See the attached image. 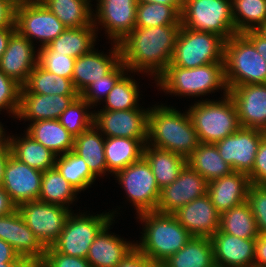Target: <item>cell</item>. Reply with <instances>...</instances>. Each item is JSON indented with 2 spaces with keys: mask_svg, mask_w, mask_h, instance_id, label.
<instances>
[{
  "mask_svg": "<svg viewBox=\"0 0 266 267\" xmlns=\"http://www.w3.org/2000/svg\"><path fill=\"white\" fill-rule=\"evenodd\" d=\"M182 24L135 27L119 42L121 61L129 72L148 73L156 80L171 63Z\"/></svg>",
  "mask_w": 266,
  "mask_h": 267,
  "instance_id": "1",
  "label": "cell"
},
{
  "mask_svg": "<svg viewBox=\"0 0 266 267\" xmlns=\"http://www.w3.org/2000/svg\"><path fill=\"white\" fill-rule=\"evenodd\" d=\"M147 144L187 158L200 141L188 111L181 113L176 108L162 104L149 108Z\"/></svg>",
  "mask_w": 266,
  "mask_h": 267,
  "instance_id": "2",
  "label": "cell"
},
{
  "mask_svg": "<svg viewBox=\"0 0 266 267\" xmlns=\"http://www.w3.org/2000/svg\"><path fill=\"white\" fill-rule=\"evenodd\" d=\"M138 216L144 223V233L140 242H135V246L153 263L164 262L192 238L173 214L151 211Z\"/></svg>",
  "mask_w": 266,
  "mask_h": 267,
  "instance_id": "3",
  "label": "cell"
},
{
  "mask_svg": "<svg viewBox=\"0 0 266 267\" xmlns=\"http://www.w3.org/2000/svg\"><path fill=\"white\" fill-rule=\"evenodd\" d=\"M157 85L167 94L183 97L205 96L215 90H224L228 94L225 81L224 62H215L195 68L167 66L165 71L155 80Z\"/></svg>",
  "mask_w": 266,
  "mask_h": 267,
  "instance_id": "4",
  "label": "cell"
},
{
  "mask_svg": "<svg viewBox=\"0 0 266 267\" xmlns=\"http://www.w3.org/2000/svg\"><path fill=\"white\" fill-rule=\"evenodd\" d=\"M221 98L195 102L187 110L200 143L215 144L241 127L229 94Z\"/></svg>",
  "mask_w": 266,
  "mask_h": 267,
  "instance_id": "5",
  "label": "cell"
},
{
  "mask_svg": "<svg viewBox=\"0 0 266 267\" xmlns=\"http://www.w3.org/2000/svg\"><path fill=\"white\" fill-rule=\"evenodd\" d=\"M224 70L228 89L266 83V60L242 33L234 34L224 43Z\"/></svg>",
  "mask_w": 266,
  "mask_h": 267,
  "instance_id": "6",
  "label": "cell"
},
{
  "mask_svg": "<svg viewBox=\"0 0 266 267\" xmlns=\"http://www.w3.org/2000/svg\"><path fill=\"white\" fill-rule=\"evenodd\" d=\"M182 27L211 32L225 41L236 34L231 0H184Z\"/></svg>",
  "mask_w": 266,
  "mask_h": 267,
  "instance_id": "7",
  "label": "cell"
},
{
  "mask_svg": "<svg viewBox=\"0 0 266 267\" xmlns=\"http://www.w3.org/2000/svg\"><path fill=\"white\" fill-rule=\"evenodd\" d=\"M225 40L217 34L181 27L168 66L195 68L224 62Z\"/></svg>",
  "mask_w": 266,
  "mask_h": 267,
  "instance_id": "8",
  "label": "cell"
},
{
  "mask_svg": "<svg viewBox=\"0 0 266 267\" xmlns=\"http://www.w3.org/2000/svg\"><path fill=\"white\" fill-rule=\"evenodd\" d=\"M115 212L117 211L97 215L71 212L60 236L51 247L58 253L87 258L88 250L95 237L107 223L114 219Z\"/></svg>",
  "mask_w": 266,
  "mask_h": 267,
  "instance_id": "9",
  "label": "cell"
},
{
  "mask_svg": "<svg viewBox=\"0 0 266 267\" xmlns=\"http://www.w3.org/2000/svg\"><path fill=\"white\" fill-rule=\"evenodd\" d=\"M115 178L125 190L127 200L136 207L137 215L156 211L161 189L144 157L117 172Z\"/></svg>",
  "mask_w": 266,
  "mask_h": 267,
  "instance_id": "10",
  "label": "cell"
},
{
  "mask_svg": "<svg viewBox=\"0 0 266 267\" xmlns=\"http://www.w3.org/2000/svg\"><path fill=\"white\" fill-rule=\"evenodd\" d=\"M17 210L45 247L52 246L58 239L72 211L59 204L39 200L22 203L17 206Z\"/></svg>",
  "mask_w": 266,
  "mask_h": 267,
  "instance_id": "11",
  "label": "cell"
},
{
  "mask_svg": "<svg viewBox=\"0 0 266 267\" xmlns=\"http://www.w3.org/2000/svg\"><path fill=\"white\" fill-rule=\"evenodd\" d=\"M14 24L31 43L39 40L41 47L50 44L67 29L40 0L15 8Z\"/></svg>",
  "mask_w": 266,
  "mask_h": 267,
  "instance_id": "12",
  "label": "cell"
},
{
  "mask_svg": "<svg viewBox=\"0 0 266 267\" xmlns=\"http://www.w3.org/2000/svg\"><path fill=\"white\" fill-rule=\"evenodd\" d=\"M263 131L240 127L235 133L215 143L222 159L234 172L250 175Z\"/></svg>",
  "mask_w": 266,
  "mask_h": 267,
  "instance_id": "13",
  "label": "cell"
},
{
  "mask_svg": "<svg viewBox=\"0 0 266 267\" xmlns=\"http://www.w3.org/2000/svg\"><path fill=\"white\" fill-rule=\"evenodd\" d=\"M149 108L129 110H100L94 112V126L105 137H125L147 144V115Z\"/></svg>",
  "mask_w": 266,
  "mask_h": 267,
  "instance_id": "14",
  "label": "cell"
},
{
  "mask_svg": "<svg viewBox=\"0 0 266 267\" xmlns=\"http://www.w3.org/2000/svg\"><path fill=\"white\" fill-rule=\"evenodd\" d=\"M208 182L187 164L180 171L178 178L160 191L156 212L173 214L192 200L207 194Z\"/></svg>",
  "mask_w": 266,
  "mask_h": 267,
  "instance_id": "15",
  "label": "cell"
},
{
  "mask_svg": "<svg viewBox=\"0 0 266 267\" xmlns=\"http://www.w3.org/2000/svg\"><path fill=\"white\" fill-rule=\"evenodd\" d=\"M0 239L10 244L30 265H39L44 259L46 247L24 222L17 208L0 216Z\"/></svg>",
  "mask_w": 266,
  "mask_h": 267,
  "instance_id": "16",
  "label": "cell"
},
{
  "mask_svg": "<svg viewBox=\"0 0 266 267\" xmlns=\"http://www.w3.org/2000/svg\"><path fill=\"white\" fill-rule=\"evenodd\" d=\"M97 7L93 14V25L105 28L112 43H119L134 28L136 23V0H97ZM98 24V25H97ZM97 26V27H96Z\"/></svg>",
  "mask_w": 266,
  "mask_h": 267,
  "instance_id": "17",
  "label": "cell"
},
{
  "mask_svg": "<svg viewBox=\"0 0 266 267\" xmlns=\"http://www.w3.org/2000/svg\"><path fill=\"white\" fill-rule=\"evenodd\" d=\"M42 174L43 171L28 166L10 154L4 169L2 187L16 206L38 200Z\"/></svg>",
  "mask_w": 266,
  "mask_h": 267,
  "instance_id": "18",
  "label": "cell"
},
{
  "mask_svg": "<svg viewBox=\"0 0 266 267\" xmlns=\"http://www.w3.org/2000/svg\"><path fill=\"white\" fill-rule=\"evenodd\" d=\"M228 94L236 107L240 126L266 129V83L235 86Z\"/></svg>",
  "mask_w": 266,
  "mask_h": 267,
  "instance_id": "19",
  "label": "cell"
},
{
  "mask_svg": "<svg viewBox=\"0 0 266 267\" xmlns=\"http://www.w3.org/2000/svg\"><path fill=\"white\" fill-rule=\"evenodd\" d=\"M173 215L192 237L211 238L220 228L221 213L208 194L192 200Z\"/></svg>",
  "mask_w": 266,
  "mask_h": 267,
  "instance_id": "20",
  "label": "cell"
},
{
  "mask_svg": "<svg viewBox=\"0 0 266 267\" xmlns=\"http://www.w3.org/2000/svg\"><path fill=\"white\" fill-rule=\"evenodd\" d=\"M34 46L25 36L15 30L0 59V70L21 86L27 82L29 74L38 64V52L35 51Z\"/></svg>",
  "mask_w": 266,
  "mask_h": 267,
  "instance_id": "21",
  "label": "cell"
},
{
  "mask_svg": "<svg viewBox=\"0 0 266 267\" xmlns=\"http://www.w3.org/2000/svg\"><path fill=\"white\" fill-rule=\"evenodd\" d=\"M109 56L95 47L75 60L72 83L80 95L91 83L107 75L120 61L121 50L119 43L112 44Z\"/></svg>",
  "mask_w": 266,
  "mask_h": 267,
  "instance_id": "22",
  "label": "cell"
},
{
  "mask_svg": "<svg viewBox=\"0 0 266 267\" xmlns=\"http://www.w3.org/2000/svg\"><path fill=\"white\" fill-rule=\"evenodd\" d=\"M210 239L215 266L254 267L255 239H243L220 230Z\"/></svg>",
  "mask_w": 266,
  "mask_h": 267,
  "instance_id": "23",
  "label": "cell"
},
{
  "mask_svg": "<svg viewBox=\"0 0 266 267\" xmlns=\"http://www.w3.org/2000/svg\"><path fill=\"white\" fill-rule=\"evenodd\" d=\"M113 221L100 230L88 250L86 259L92 267H116L135 247V243L109 234Z\"/></svg>",
  "mask_w": 266,
  "mask_h": 267,
  "instance_id": "24",
  "label": "cell"
},
{
  "mask_svg": "<svg viewBox=\"0 0 266 267\" xmlns=\"http://www.w3.org/2000/svg\"><path fill=\"white\" fill-rule=\"evenodd\" d=\"M79 95H43V94H20V106L17 119L30 120H57L62 112Z\"/></svg>",
  "mask_w": 266,
  "mask_h": 267,
  "instance_id": "25",
  "label": "cell"
},
{
  "mask_svg": "<svg viewBox=\"0 0 266 267\" xmlns=\"http://www.w3.org/2000/svg\"><path fill=\"white\" fill-rule=\"evenodd\" d=\"M250 185L248 175L233 171L230 175L208 182L207 194L222 213L246 202Z\"/></svg>",
  "mask_w": 266,
  "mask_h": 267,
  "instance_id": "26",
  "label": "cell"
},
{
  "mask_svg": "<svg viewBox=\"0 0 266 267\" xmlns=\"http://www.w3.org/2000/svg\"><path fill=\"white\" fill-rule=\"evenodd\" d=\"M8 144L13 157L36 170L46 171L55 167L57 155L26 132L23 138L8 135Z\"/></svg>",
  "mask_w": 266,
  "mask_h": 267,
  "instance_id": "27",
  "label": "cell"
},
{
  "mask_svg": "<svg viewBox=\"0 0 266 267\" xmlns=\"http://www.w3.org/2000/svg\"><path fill=\"white\" fill-rule=\"evenodd\" d=\"M26 133L57 156L73 150L74 137L58 119L32 122Z\"/></svg>",
  "mask_w": 266,
  "mask_h": 267,
  "instance_id": "28",
  "label": "cell"
},
{
  "mask_svg": "<svg viewBox=\"0 0 266 267\" xmlns=\"http://www.w3.org/2000/svg\"><path fill=\"white\" fill-rule=\"evenodd\" d=\"M145 144L139 139L105 137V159L107 172L116 174L143 157Z\"/></svg>",
  "mask_w": 266,
  "mask_h": 267,
  "instance_id": "29",
  "label": "cell"
},
{
  "mask_svg": "<svg viewBox=\"0 0 266 267\" xmlns=\"http://www.w3.org/2000/svg\"><path fill=\"white\" fill-rule=\"evenodd\" d=\"M101 134V135H100ZM93 125L74 138L73 152L83 158L90 172L97 178L107 172L104 135Z\"/></svg>",
  "mask_w": 266,
  "mask_h": 267,
  "instance_id": "30",
  "label": "cell"
},
{
  "mask_svg": "<svg viewBox=\"0 0 266 267\" xmlns=\"http://www.w3.org/2000/svg\"><path fill=\"white\" fill-rule=\"evenodd\" d=\"M143 157L149 163L160 189L173 183L186 165V158L173 153L145 145Z\"/></svg>",
  "mask_w": 266,
  "mask_h": 267,
  "instance_id": "31",
  "label": "cell"
},
{
  "mask_svg": "<svg viewBox=\"0 0 266 267\" xmlns=\"http://www.w3.org/2000/svg\"><path fill=\"white\" fill-rule=\"evenodd\" d=\"M162 264L165 267H215L211 239L192 237Z\"/></svg>",
  "mask_w": 266,
  "mask_h": 267,
  "instance_id": "32",
  "label": "cell"
},
{
  "mask_svg": "<svg viewBox=\"0 0 266 267\" xmlns=\"http://www.w3.org/2000/svg\"><path fill=\"white\" fill-rule=\"evenodd\" d=\"M186 164L201 174L207 182L230 175L233 170L220 156L215 144L200 143L186 158Z\"/></svg>",
  "mask_w": 266,
  "mask_h": 267,
  "instance_id": "33",
  "label": "cell"
},
{
  "mask_svg": "<svg viewBox=\"0 0 266 267\" xmlns=\"http://www.w3.org/2000/svg\"><path fill=\"white\" fill-rule=\"evenodd\" d=\"M20 94L79 95L71 79L48 72L39 64L29 74Z\"/></svg>",
  "mask_w": 266,
  "mask_h": 267,
  "instance_id": "34",
  "label": "cell"
},
{
  "mask_svg": "<svg viewBox=\"0 0 266 267\" xmlns=\"http://www.w3.org/2000/svg\"><path fill=\"white\" fill-rule=\"evenodd\" d=\"M97 30L95 26L67 28L47 46L55 52L78 58L94 48Z\"/></svg>",
  "mask_w": 266,
  "mask_h": 267,
  "instance_id": "35",
  "label": "cell"
},
{
  "mask_svg": "<svg viewBox=\"0 0 266 267\" xmlns=\"http://www.w3.org/2000/svg\"><path fill=\"white\" fill-rule=\"evenodd\" d=\"M67 28L93 26L91 0H40Z\"/></svg>",
  "mask_w": 266,
  "mask_h": 267,
  "instance_id": "36",
  "label": "cell"
},
{
  "mask_svg": "<svg viewBox=\"0 0 266 267\" xmlns=\"http://www.w3.org/2000/svg\"><path fill=\"white\" fill-rule=\"evenodd\" d=\"M219 230L243 239H256L260 235L247 202L222 212Z\"/></svg>",
  "mask_w": 266,
  "mask_h": 267,
  "instance_id": "37",
  "label": "cell"
},
{
  "mask_svg": "<svg viewBox=\"0 0 266 267\" xmlns=\"http://www.w3.org/2000/svg\"><path fill=\"white\" fill-rule=\"evenodd\" d=\"M77 194L78 191L60 174L56 167L43 171L39 201L59 204L68 208L76 200Z\"/></svg>",
  "mask_w": 266,
  "mask_h": 267,
  "instance_id": "38",
  "label": "cell"
},
{
  "mask_svg": "<svg viewBox=\"0 0 266 267\" xmlns=\"http://www.w3.org/2000/svg\"><path fill=\"white\" fill-rule=\"evenodd\" d=\"M55 167L78 192L88 189L96 180L86 161L73 151L58 155Z\"/></svg>",
  "mask_w": 266,
  "mask_h": 267,
  "instance_id": "39",
  "label": "cell"
},
{
  "mask_svg": "<svg viewBox=\"0 0 266 267\" xmlns=\"http://www.w3.org/2000/svg\"><path fill=\"white\" fill-rule=\"evenodd\" d=\"M236 33L257 30L266 22V0H231Z\"/></svg>",
  "mask_w": 266,
  "mask_h": 267,
  "instance_id": "40",
  "label": "cell"
},
{
  "mask_svg": "<svg viewBox=\"0 0 266 267\" xmlns=\"http://www.w3.org/2000/svg\"><path fill=\"white\" fill-rule=\"evenodd\" d=\"M125 73L109 91L105 100L106 105L103 109L108 111L129 110L141 108L139 101V86L135 79ZM127 75V76H126Z\"/></svg>",
  "mask_w": 266,
  "mask_h": 267,
  "instance_id": "41",
  "label": "cell"
},
{
  "mask_svg": "<svg viewBox=\"0 0 266 267\" xmlns=\"http://www.w3.org/2000/svg\"><path fill=\"white\" fill-rule=\"evenodd\" d=\"M180 14L171 6L160 3H137L135 27L146 28L179 25Z\"/></svg>",
  "mask_w": 266,
  "mask_h": 267,
  "instance_id": "42",
  "label": "cell"
},
{
  "mask_svg": "<svg viewBox=\"0 0 266 267\" xmlns=\"http://www.w3.org/2000/svg\"><path fill=\"white\" fill-rule=\"evenodd\" d=\"M90 108L92 107L79 95L58 120L75 138L94 125V113L88 111Z\"/></svg>",
  "mask_w": 266,
  "mask_h": 267,
  "instance_id": "43",
  "label": "cell"
},
{
  "mask_svg": "<svg viewBox=\"0 0 266 267\" xmlns=\"http://www.w3.org/2000/svg\"><path fill=\"white\" fill-rule=\"evenodd\" d=\"M126 71V72H125ZM128 68L120 61L107 75L102 76L98 81L91 83L80 96L92 107L96 103L106 99L109 91L115 86L117 81L127 73Z\"/></svg>",
  "mask_w": 266,
  "mask_h": 267,
  "instance_id": "44",
  "label": "cell"
},
{
  "mask_svg": "<svg viewBox=\"0 0 266 267\" xmlns=\"http://www.w3.org/2000/svg\"><path fill=\"white\" fill-rule=\"evenodd\" d=\"M38 64L48 72L72 80L76 58L52 51L48 46L38 48Z\"/></svg>",
  "mask_w": 266,
  "mask_h": 267,
  "instance_id": "45",
  "label": "cell"
},
{
  "mask_svg": "<svg viewBox=\"0 0 266 267\" xmlns=\"http://www.w3.org/2000/svg\"><path fill=\"white\" fill-rule=\"evenodd\" d=\"M21 88L20 84L0 70V111L5 109L15 118L17 117Z\"/></svg>",
  "mask_w": 266,
  "mask_h": 267,
  "instance_id": "46",
  "label": "cell"
},
{
  "mask_svg": "<svg viewBox=\"0 0 266 267\" xmlns=\"http://www.w3.org/2000/svg\"><path fill=\"white\" fill-rule=\"evenodd\" d=\"M246 202L255 217L259 233L266 234V186L251 184Z\"/></svg>",
  "mask_w": 266,
  "mask_h": 267,
  "instance_id": "47",
  "label": "cell"
},
{
  "mask_svg": "<svg viewBox=\"0 0 266 267\" xmlns=\"http://www.w3.org/2000/svg\"><path fill=\"white\" fill-rule=\"evenodd\" d=\"M40 267H92L86 258L68 256L56 252L51 246L46 247Z\"/></svg>",
  "mask_w": 266,
  "mask_h": 267,
  "instance_id": "48",
  "label": "cell"
},
{
  "mask_svg": "<svg viewBox=\"0 0 266 267\" xmlns=\"http://www.w3.org/2000/svg\"><path fill=\"white\" fill-rule=\"evenodd\" d=\"M249 179L251 184L266 186V135L263 136L259 145Z\"/></svg>",
  "mask_w": 266,
  "mask_h": 267,
  "instance_id": "49",
  "label": "cell"
},
{
  "mask_svg": "<svg viewBox=\"0 0 266 267\" xmlns=\"http://www.w3.org/2000/svg\"><path fill=\"white\" fill-rule=\"evenodd\" d=\"M153 262L136 246L116 267H150Z\"/></svg>",
  "mask_w": 266,
  "mask_h": 267,
  "instance_id": "50",
  "label": "cell"
},
{
  "mask_svg": "<svg viewBox=\"0 0 266 267\" xmlns=\"http://www.w3.org/2000/svg\"><path fill=\"white\" fill-rule=\"evenodd\" d=\"M15 7L8 1L0 0V29L4 27H15Z\"/></svg>",
  "mask_w": 266,
  "mask_h": 267,
  "instance_id": "51",
  "label": "cell"
},
{
  "mask_svg": "<svg viewBox=\"0 0 266 267\" xmlns=\"http://www.w3.org/2000/svg\"><path fill=\"white\" fill-rule=\"evenodd\" d=\"M254 267H266V234L255 239Z\"/></svg>",
  "mask_w": 266,
  "mask_h": 267,
  "instance_id": "52",
  "label": "cell"
},
{
  "mask_svg": "<svg viewBox=\"0 0 266 267\" xmlns=\"http://www.w3.org/2000/svg\"><path fill=\"white\" fill-rule=\"evenodd\" d=\"M8 262H27L20 257L12 248L10 244L0 239V263Z\"/></svg>",
  "mask_w": 266,
  "mask_h": 267,
  "instance_id": "53",
  "label": "cell"
},
{
  "mask_svg": "<svg viewBox=\"0 0 266 267\" xmlns=\"http://www.w3.org/2000/svg\"><path fill=\"white\" fill-rule=\"evenodd\" d=\"M255 47L256 51L266 60V39L256 30L242 33Z\"/></svg>",
  "mask_w": 266,
  "mask_h": 267,
  "instance_id": "54",
  "label": "cell"
},
{
  "mask_svg": "<svg viewBox=\"0 0 266 267\" xmlns=\"http://www.w3.org/2000/svg\"><path fill=\"white\" fill-rule=\"evenodd\" d=\"M17 206L11 201L7 192L0 187V216L12 213Z\"/></svg>",
  "mask_w": 266,
  "mask_h": 267,
  "instance_id": "55",
  "label": "cell"
},
{
  "mask_svg": "<svg viewBox=\"0 0 266 267\" xmlns=\"http://www.w3.org/2000/svg\"><path fill=\"white\" fill-rule=\"evenodd\" d=\"M10 154L11 153L8 142H0V187L3 183L6 161Z\"/></svg>",
  "mask_w": 266,
  "mask_h": 267,
  "instance_id": "56",
  "label": "cell"
},
{
  "mask_svg": "<svg viewBox=\"0 0 266 267\" xmlns=\"http://www.w3.org/2000/svg\"><path fill=\"white\" fill-rule=\"evenodd\" d=\"M15 30L16 27H4L0 29V59L7 48L9 38Z\"/></svg>",
  "mask_w": 266,
  "mask_h": 267,
  "instance_id": "57",
  "label": "cell"
},
{
  "mask_svg": "<svg viewBox=\"0 0 266 267\" xmlns=\"http://www.w3.org/2000/svg\"><path fill=\"white\" fill-rule=\"evenodd\" d=\"M137 3H160L171 5L180 15L184 6V0H136Z\"/></svg>",
  "mask_w": 266,
  "mask_h": 267,
  "instance_id": "58",
  "label": "cell"
},
{
  "mask_svg": "<svg viewBox=\"0 0 266 267\" xmlns=\"http://www.w3.org/2000/svg\"><path fill=\"white\" fill-rule=\"evenodd\" d=\"M30 264L28 262H8V263H0V267H29Z\"/></svg>",
  "mask_w": 266,
  "mask_h": 267,
  "instance_id": "59",
  "label": "cell"
},
{
  "mask_svg": "<svg viewBox=\"0 0 266 267\" xmlns=\"http://www.w3.org/2000/svg\"><path fill=\"white\" fill-rule=\"evenodd\" d=\"M6 1H8L13 7L17 8L27 3L33 2L34 0H6Z\"/></svg>",
  "mask_w": 266,
  "mask_h": 267,
  "instance_id": "60",
  "label": "cell"
},
{
  "mask_svg": "<svg viewBox=\"0 0 266 267\" xmlns=\"http://www.w3.org/2000/svg\"><path fill=\"white\" fill-rule=\"evenodd\" d=\"M6 133L4 132V129H3V126L2 124L0 123V142H8V136L5 137Z\"/></svg>",
  "mask_w": 266,
  "mask_h": 267,
  "instance_id": "61",
  "label": "cell"
},
{
  "mask_svg": "<svg viewBox=\"0 0 266 267\" xmlns=\"http://www.w3.org/2000/svg\"><path fill=\"white\" fill-rule=\"evenodd\" d=\"M256 31L266 39V22L263 23Z\"/></svg>",
  "mask_w": 266,
  "mask_h": 267,
  "instance_id": "62",
  "label": "cell"
},
{
  "mask_svg": "<svg viewBox=\"0 0 266 267\" xmlns=\"http://www.w3.org/2000/svg\"><path fill=\"white\" fill-rule=\"evenodd\" d=\"M150 267H165L162 263H153Z\"/></svg>",
  "mask_w": 266,
  "mask_h": 267,
  "instance_id": "63",
  "label": "cell"
}]
</instances>
